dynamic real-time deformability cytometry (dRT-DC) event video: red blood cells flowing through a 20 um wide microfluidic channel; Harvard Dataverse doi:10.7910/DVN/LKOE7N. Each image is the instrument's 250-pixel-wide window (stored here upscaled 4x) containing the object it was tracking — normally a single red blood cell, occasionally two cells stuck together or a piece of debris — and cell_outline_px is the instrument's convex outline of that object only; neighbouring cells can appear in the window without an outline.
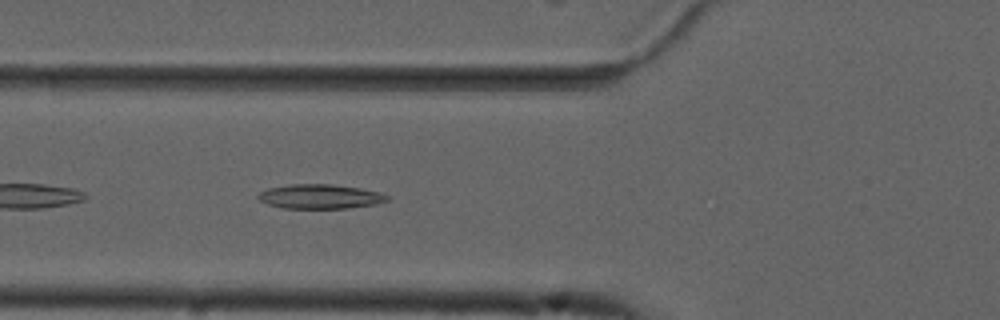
{"species": "common noctule bat (a hibernating species)", "species_latin": "Nyctalus noctula", "temperature_condition": "cold", "stored_images_in_passage": 32, "camera_frame_rate_fps": 3000, "um_per_image_px": 0.085, "animal": {"sex": "male", "forearm_length_mm": 52.5}, "frame": {"image": 1, "passage_image": 4, "time_ms": 1.0, "image_size_px": [1000, 320], "cell_outline_px": [[388, 200], [376, 204], [348, 208], [280, 208], [268, 204], [260, 200], [256, 196], [260, 192], [268, 188], [292, 184], [332, 184], [360, 188], [380, 192], [388, 196]], "centroid_in_image_um": [27.2, 16.7], "position_along_channel_um": 98.6, "area_um2": 18.32}}
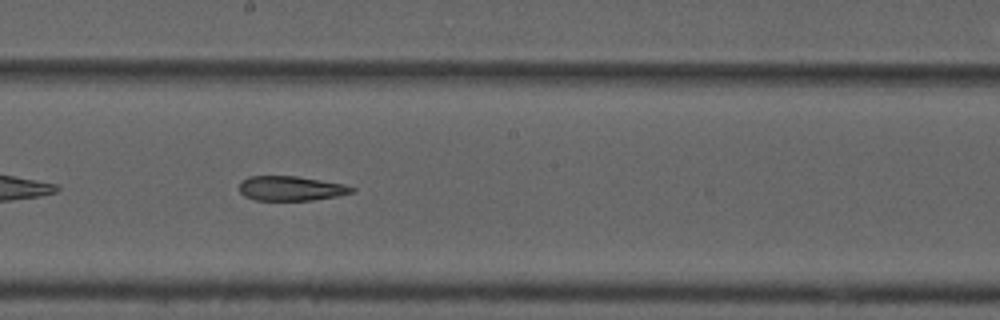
{"frame": {"image": 2, "passage_image": 14, "time_ms": 4.333, "image_size_px": [1000, 320], "cell_outline_px": [[356, 192], [336, 196], [312, 200], [256, 200], [244, 196], [240, 192], [240, 180], [248, 176], [296, 176], [344, 184], [356, 188]], "centroid_in_image_um": [24.72, 16.01], "position_along_channel_um": 223.5, "area_um2": 16.18}}
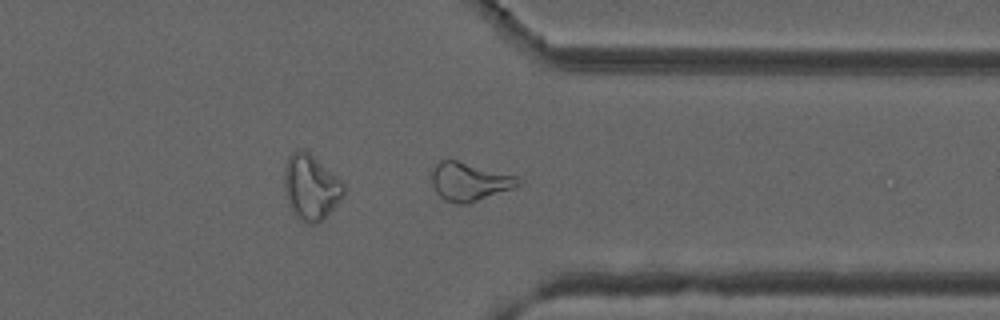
{"frame": {"image": 3, "passage_image": 26, "time_ms": 8.333, "image_size_px": [1000, 320], "cell_outline_px": [[520, 184], [512, 188], [468, 204], [456, 204], [444, 200], [436, 192], [432, 184], [432, 168], [440, 160], [456, 160], [516, 176], [520, 180]], "centroid_in_image_um": [39.85, 15.45], "position_along_channel_um": 371.5, "area_um2": 19.07}, "authors_computed_cell_mechanics": {"area_um2": 17.6868, "velocity_mm_per_s": 3.7381, "shape_relaxation_time_tau1_ms": null, "shape_relaxation_time_tau2_ms": 4.734, "deformation_change_tau1": null, "deformation_change_tau2": 0.1496}}